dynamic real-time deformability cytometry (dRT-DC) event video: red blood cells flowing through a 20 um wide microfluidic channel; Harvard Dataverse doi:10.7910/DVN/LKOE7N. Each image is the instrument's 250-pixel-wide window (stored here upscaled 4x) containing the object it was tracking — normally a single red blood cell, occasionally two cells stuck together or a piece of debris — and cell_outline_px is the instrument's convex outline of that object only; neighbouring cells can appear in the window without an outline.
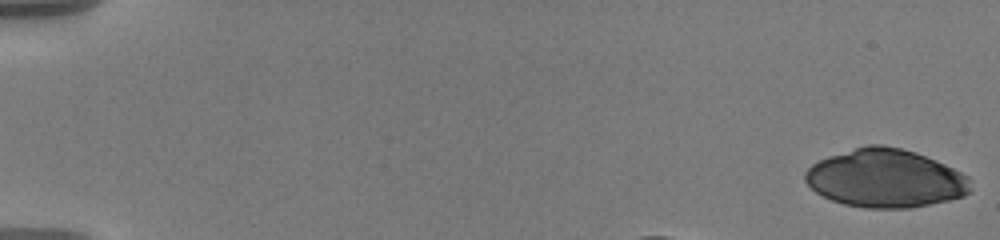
{"species": "human", "species_latin": "Homo sapiens", "temperature_condition": "warm", "stored_images_in_passage": 42, "camera_frame_rate_fps": 3000, "um_per_image_px": 0.085, "donor": {"sex": "male"}, "frame": {"image": 1, "passage_image": 1, "time_ms": 0.0, "image_size_px": [1000, 240], "cell_outline_px": [[972, 188], [964, 196], [948, 200], [912, 208], [864, 208], [844, 204], [832, 200], [816, 192], [804, 180], [804, 172], [812, 164], [828, 156], [868, 144], [884, 144], [916, 152], [936, 160], [968, 176]], "centroid_in_image_um": [75.26, 15.16], "position_along_channel_um": 9.7, "area_um2": 56.18}}
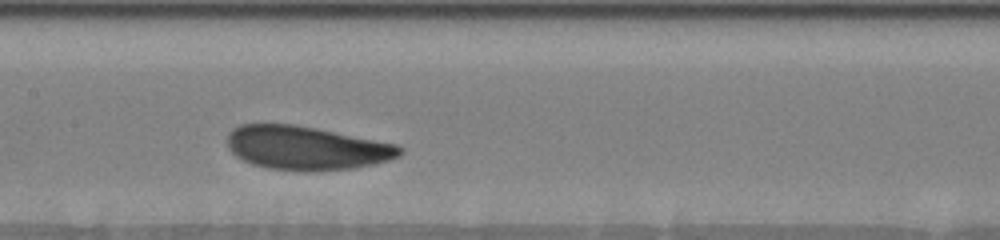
{"frame": {"image": 2, "passage_image": 23, "time_ms": 7.333, "image_size_px": [1000, 240], "cell_outline_px": [[404, 152], [400, 156], [388, 160], [372, 164], [352, 168], [312, 172], [268, 168], [252, 164], [236, 156], [228, 148], [228, 132], [232, 128], [240, 124], [296, 124], [396, 144], [404, 148]], "centroid_in_image_um": [26.03, 12.57], "position_along_channel_um": 181.4, "area_um2": 44.04}}
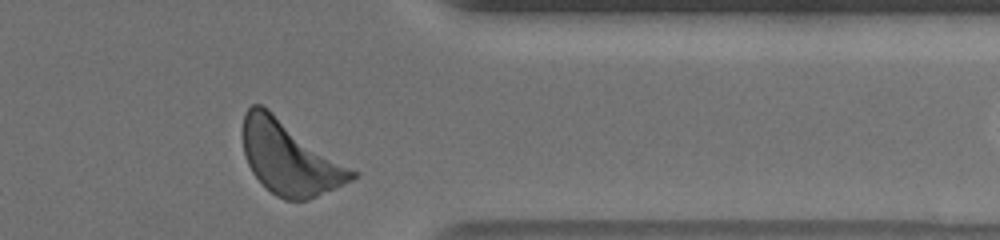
{"frame": {"image": 3, "passage_image": 41, "time_ms": 13.333, "image_size_px": [1000, 240], "cell_outline_px": [[356, 176], [352, 180], [344, 184], [308, 200], [284, 200], [276, 196], [252, 172], [248, 164], [244, 152], [244, 112], [252, 104], [260, 104], [268, 108], [356, 172]], "centroid_in_image_um": [24.6, 13.42], "position_along_channel_um": 386.8, "area_um2": 45.66}, "authors_computed_cell_mechanics": {"area_um2": 44.3326, "velocity_mm_per_s": 3.5191, "shape_relaxation_time_tau1_ms": 1.9748, "shape_relaxation_time_tau2_ms": null, "deformation_change_tau1": 0.1047, "deformation_change_tau2": null}}